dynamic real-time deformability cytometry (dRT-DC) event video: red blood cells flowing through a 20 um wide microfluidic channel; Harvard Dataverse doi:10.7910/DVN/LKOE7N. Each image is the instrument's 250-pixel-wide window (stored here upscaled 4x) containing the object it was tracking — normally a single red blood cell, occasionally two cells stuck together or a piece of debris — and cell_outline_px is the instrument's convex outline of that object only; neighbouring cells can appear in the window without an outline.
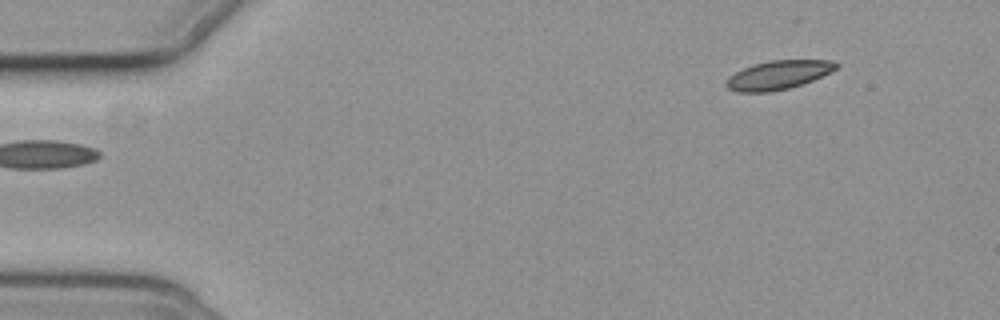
{"species": "common noctule bat (a hibernating species)", "species_latin": "Nyctalus noctula", "temperature_condition": "cold", "stored_images_in_passage": 3, "camera_frame_rate_fps": 3000, "um_per_image_px": 0.085, "animal": {"sex": "female", "body_mass_g": 19.3, "forearm_length_mm": 54.1}, "frame": {"image": 1, "passage_image": 3, "time_ms": 2.333, "image_size_px": [1000, 320], "cell_outline_px": [[840, 64], [832, 72], [812, 80], [788, 88], [772, 92], [736, 92], [728, 88], [724, 84], [724, 80], [728, 76], [752, 64], [768, 60], [832, 60]], "centroid_in_image_um": [66.12, 6.37], "position_along_channel_um": 18.9, "area_um2": 18.61}}